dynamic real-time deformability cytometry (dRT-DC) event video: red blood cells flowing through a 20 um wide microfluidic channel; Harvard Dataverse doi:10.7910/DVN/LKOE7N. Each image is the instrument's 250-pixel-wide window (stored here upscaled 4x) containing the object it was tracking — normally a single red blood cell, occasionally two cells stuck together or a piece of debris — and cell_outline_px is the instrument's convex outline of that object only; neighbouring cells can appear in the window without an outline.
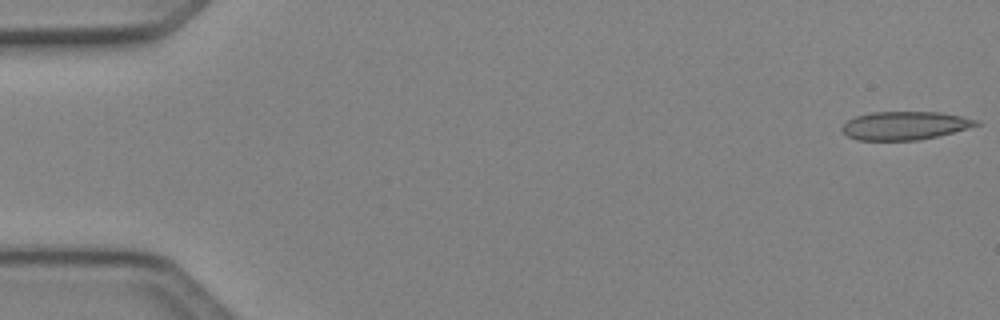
{"species": "Egyptian fruit bat (a non-hibernating species)", "species_latin": "Rousettus aegyptiacus", "temperature_condition": "cold", "stored_images_in_passage": 8, "camera_frame_rate_fps": 3000, "um_per_image_px": 0.085, "animal": {"sex": "female"}, "frame": {"image": 1, "passage_image": 1, "time_ms": 0.0, "image_size_px": [1000, 320], "cell_outline_px": [[980, 124], [968, 128], [936, 136], [916, 140], [856, 140], [848, 136], [840, 128], [848, 120], [856, 116], [872, 112], [940, 112], [960, 116], [976, 120]], "centroid_in_image_um": [76.87, 10.67], "position_along_channel_um": 8.1, "area_um2": 21.85}}
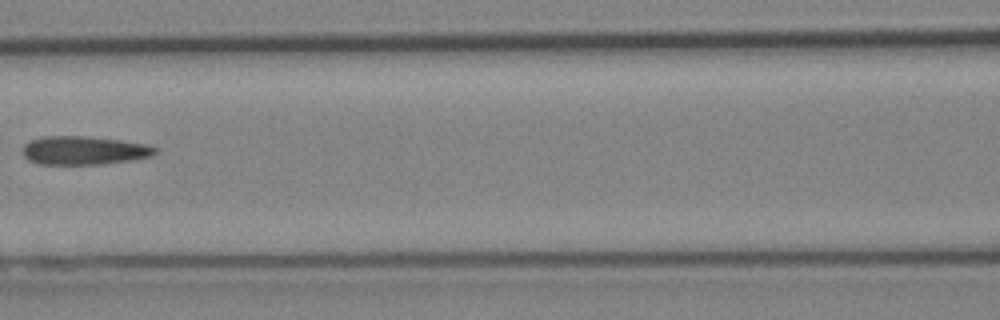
{"frame": {"image": 2, "passage_image": 7, "time_ms": 2.0, "image_size_px": [1000, 320], "cell_outline_px": [[156, 152], [152, 156], [132, 160], [100, 164], [40, 164], [28, 160], [24, 156], [24, 144], [28, 140], [44, 136], [84, 136], [120, 140], [148, 144], [156, 148]], "centroid_in_image_um": [7.13, 12.78], "position_along_channel_um": 159.5, "area_um2": 22.02}}
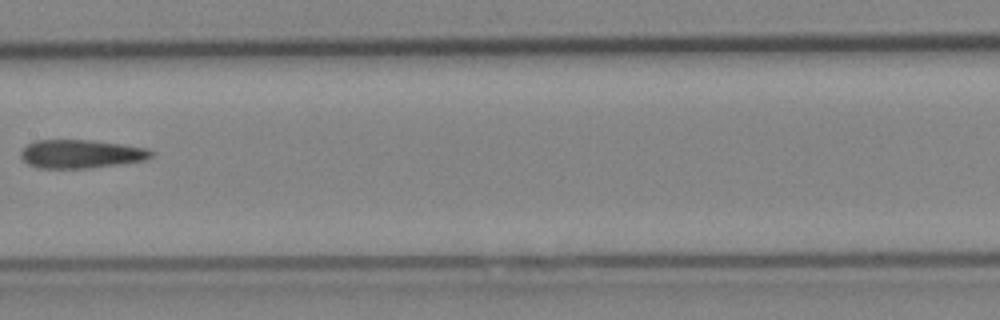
{"frame": {"image": 3, "passage_image": 8, "time_ms": 2.333, "image_size_px": [1000, 320], "cell_outline_px": [[156, 152], [152, 156], [144, 160], [88, 168], [36, 168], [28, 164], [20, 156], [20, 152], [28, 144], [36, 140], [88, 140], [120, 144], [148, 148]], "centroid_in_image_um": [6.87, 13.08], "position_along_channel_um": 200.5, "area_um2": 21.5}}